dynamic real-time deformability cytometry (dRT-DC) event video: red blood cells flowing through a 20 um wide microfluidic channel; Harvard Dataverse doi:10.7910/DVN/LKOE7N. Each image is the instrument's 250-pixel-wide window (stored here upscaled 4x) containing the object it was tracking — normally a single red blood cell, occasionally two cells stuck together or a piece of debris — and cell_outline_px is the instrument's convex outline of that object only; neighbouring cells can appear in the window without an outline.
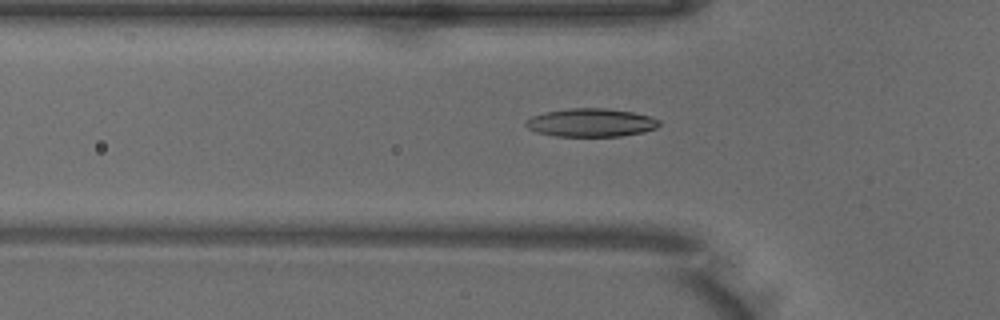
{"species": "common noctule bat (a hibernating species)", "species_latin": "Nyctalus noctula", "temperature_condition": "warm", "stored_images_in_passage": 39, "camera_frame_rate_fps": 3000, "um_per_image_px": 0.085, "animal": {"sex": "male", "body_mass_g": 18.8}, "frame": {"image": 1, "passage_image": 8, "time_ms": 2.333, "image_size_px": [1000, 320], "cell_outline_px": [[660, 124], [656, 128], [644, 132], [620, 136], [556, 136], [536, 132], [528, 128], [524, 124], [532, 116], [544, 112], [568, 108], [608, 108], [632, 112], [652, 116], [660, 120]], "centroid_in_image_um": [50.26, 10.42], "position_along_channel_um": 75.5, "area_um2": 22.08}}
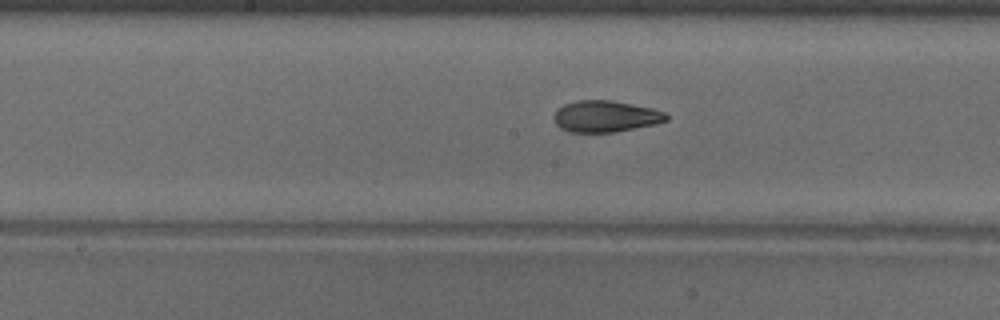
{"frame": {"image": 2, "passage_image": 17, "time_ms": 5.333, "image_size_px": [1000, 320], "cell_outline_px": [[668, 120], [656, 124], [616, 132], [568, 132], [560, 128], [556, 124], [552, 116], [564, 104], [576, 100], [612, 100], [652, 108], [664, 112], [668, 116]], "centroid_in_image_um": [51.47, 9.89], "position_along_channel_um": 196.7, "area_um2": 20.69}}
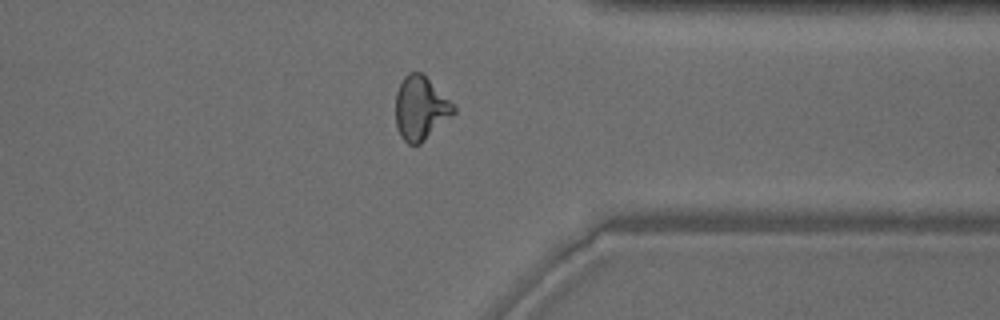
{"frame": {"image": 3, "passage_image": 31, "time_ms": 10.0, "image_size_px": [1000, 320], "cell_outline_px": [[456, 112], [420, 144], [408, 144], [400, 136], [396, 124], [396, 92], [404, 76], [408, 72], [420, 72], [456, 104]], "centroid_in_image_um": [35.76, 9.19], "position_along_channel_um": 375.6, "area_um2": 21.5}, "authors_computed_cell_mechanics": {"area_um2": 21.2126, "velocity_mm_per_s": 3.9955, "shape_relaxation_time_tau1_ms": 8.5768, "shape_relaxation_time_tau2_ms": 2.13, "deformation_change_tau1": 0.2398, "deformation_change_tau2": 0.0829}}